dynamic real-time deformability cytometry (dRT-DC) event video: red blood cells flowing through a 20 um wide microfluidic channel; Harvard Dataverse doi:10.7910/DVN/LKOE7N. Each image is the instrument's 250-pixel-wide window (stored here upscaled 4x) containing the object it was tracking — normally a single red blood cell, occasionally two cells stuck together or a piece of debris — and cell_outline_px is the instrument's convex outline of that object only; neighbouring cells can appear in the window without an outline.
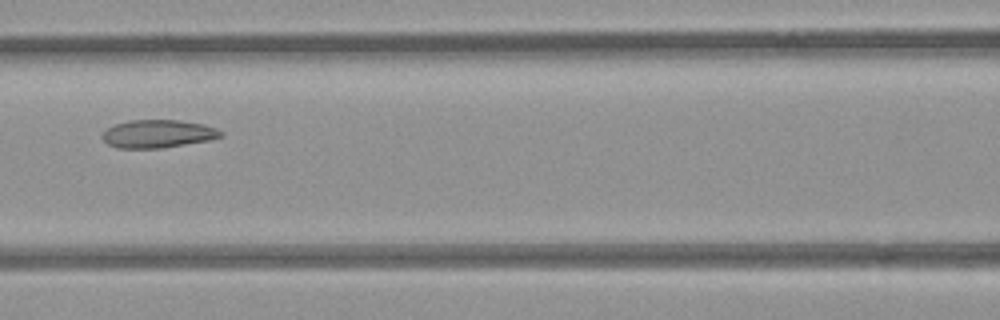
{"species": "common noctule bat (a hibernating species)", "species_latin": "Nyctalus noctula", "temperature_condition": "room temperature", "stored_images_in_passage": 4, "camera_frame_rate_fps": 3000, "um_per_image_px": 0.085, "animal": {"sex": "female", "body_mass_g": 21.9}, "frame": {"image": 1, "passage_image": 4, "time_ms": 1.0, "image_size_px": [1000, 320], "cell_outline_px": [[224, 136], [212, 140], [160, 148], [116, 148], [108, 144], [100, 136], [108, 128], [116, 124], [128, 120], [180, 120], [204, 124], [216, 128], [224, 132]], "centroid_in_image_um": [13.46, 11.37], "position_along_channel_um": 153.1, "area_um2": 19.48}}